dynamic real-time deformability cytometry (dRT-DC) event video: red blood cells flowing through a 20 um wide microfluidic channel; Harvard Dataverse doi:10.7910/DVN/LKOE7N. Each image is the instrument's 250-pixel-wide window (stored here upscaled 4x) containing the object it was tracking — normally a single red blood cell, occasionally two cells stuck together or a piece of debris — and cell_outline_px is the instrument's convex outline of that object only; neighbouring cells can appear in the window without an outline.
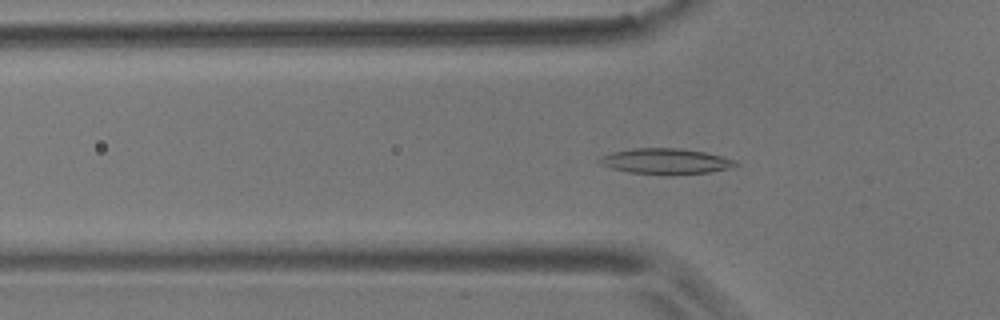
{"species": "common noctule bat (a hibernating species)", "species_latin": "Nyctalus noctula", "temperature_condition": "room temperature", "stored_images_in_passage": 44, "camera_frame_rate_fps": 3000, "um_per_image_px": 0.085, "animal": {"sex": "male", "body_mass_g": 17.9}, "frame": {"image": 1, "passage_image": 7, "time_ms": 2.0, "image_size_px": [1000, 320], "cell_outline_px": [[740, 164], [732, 168], [708, 172], [628, 172], [612, 168], [600, 164], [596, 160], [600, 156], [612, 152], [636, 148], [676, 148], [704, 152], [736, 160]], "centroid_in_image_um": [56.56, 13.67], "position_along_channel_um": 69.2, "area_um2": 19.42}}
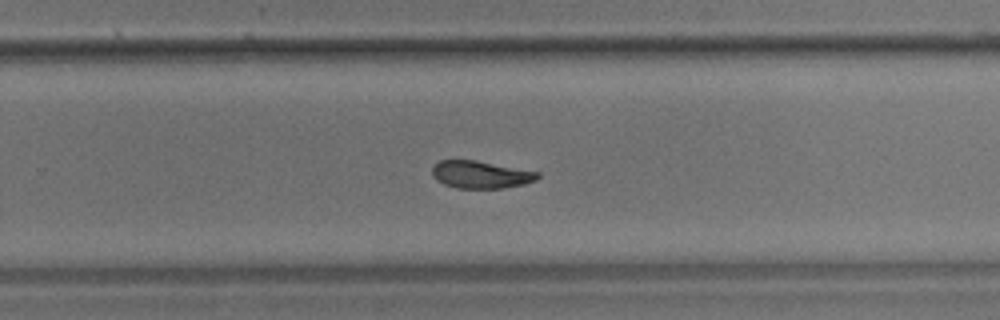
{"frame": {"image": 2, "passage_image": 25, "time_ms": 8.0, "image_size_px": [1000, 320], "cell_outline_px": [[540, 176], [536, 180], [524, 184], [504, 188], [456, 188], [444, 184], [436, 180], [432, 176], [432, 168], [440, 160], [476, 160], [540, 172]], "centroid_in_image_um": [40.87, 14.84], "position_along_channel_um": 288.9, "area_um2": 16.94}}
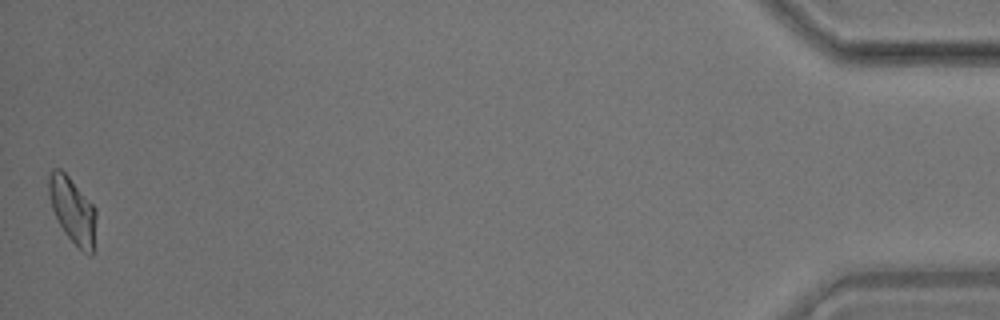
{"frame": {"image": 3, "passage_image": 44, "time_ms": 14.333, "image_size_px": [1000, 320], "cell_outline_px": [[96, 216], [92, 252], [88, 256], [64, 232], [52, 208], [48, 192], [48, 176], [52, 168], [60, 168], [68, 176], [96, 208]], "centroid_in_image_um": [6.15, 17.83], "position_along_channel_um": 429.0, "area_um2": 17.8}, "authors_computed_cell_mechanics": {"area_um2": 17.918, "velocity_mm_per_s": 3.665, "shape_relaxation_time_tau1_ms": 6.9124, "shape_relaxation_time_tau2_ms": 4.2203, "deformation_change_tau1": 0.1584, "deformation_change_tau2": 0.1072}}